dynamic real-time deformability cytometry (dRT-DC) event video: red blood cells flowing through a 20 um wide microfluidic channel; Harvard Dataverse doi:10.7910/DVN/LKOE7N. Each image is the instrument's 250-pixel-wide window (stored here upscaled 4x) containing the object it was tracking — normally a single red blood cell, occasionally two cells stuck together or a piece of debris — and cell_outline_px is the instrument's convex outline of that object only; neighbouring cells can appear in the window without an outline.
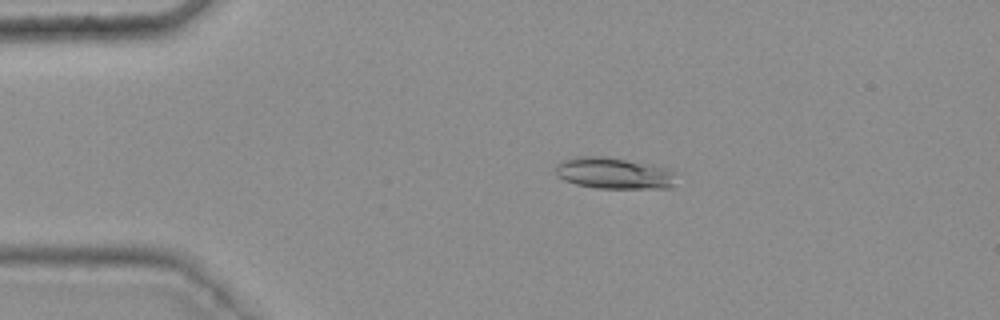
{"species": "common noctule bat (a hibernating species)", "species_latin": "Nyctalus noctula", "temperature_condition": "warm", "stored_images_in_passage": 47, "camera_frame_rate_fps": 3000, "um_per_image_px": 0.085, "animal": {"sex": "female", "body_mass_g": 25.1}, "frame": {"image": 1, "passage_image": 11, "time_ms": 3.333, "image_size_px": [1000, 320], "cell_outline_px": [[676, 172], [672, 188], [596, 188], [576, 184], [564, 180], [556, 176], [556, 164], [572, 156], [608, 156], [652, 164]], "centroid_in_image_um": [52.16, 14.71], "position_along_channel_um": 32.8, "area_um2": 22.31}}
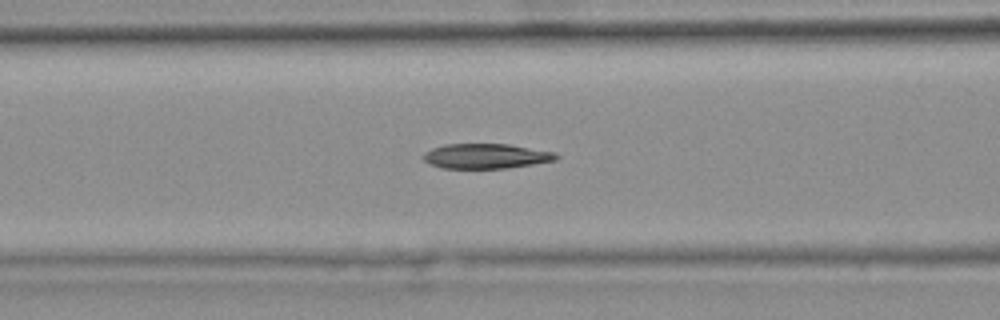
{"frame": {"image": 2, "passage_image": 22, "time_ms": 7.0, "image_size_px": [1000, 320], "cell_outline_px": [[560, 156], [556, 160], [508, 168], [440, 168], [428, 164], [424, 160], [424, 152], [432, 148], [444, 144], [508, 144], [556, 152]], "centroid_in_image_um": [41.3, 13.27], "position_along_channel_um": 125.3, "area_um2": 19.36}}
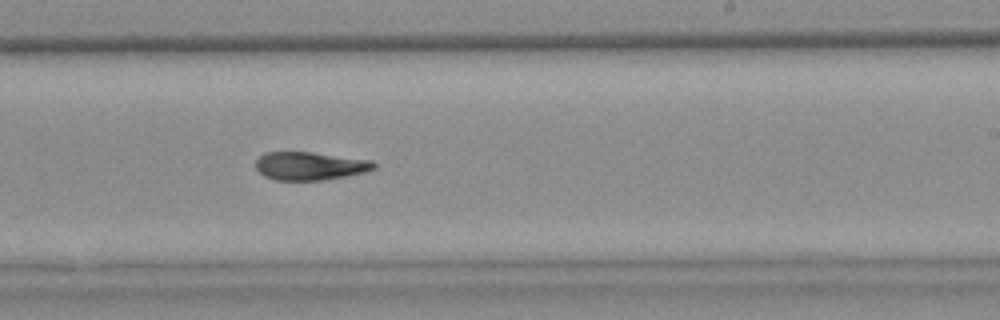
{"frame": {"image": 3, "passage_image": 33, "time_ms": 10.667, "image_size_px": [1000, 320], "cell_outline_px": [[376, 168], [368, 172], [348, 176], [324, 180], [276, 180], [264, 176], [256, 168], [256, 160], [264, 152], [312, 152], [372, 160], [376, 164]], "centroid_in_image_um": [26.38, 14.11], "position_along_channel_um": 262.6, "area_um2": 19.59}, "authors_computed_cell_mechanics": {"area_um2": 20.4034, "velocity_mm_per_s": 3.7604, "shape_relaxation_time_tau1_ms": null, "shape_relaxation_time_tau2_ms": 3.9649, "deformation_change_tau1": null, "deformation_change_tau2": 0.1133}}